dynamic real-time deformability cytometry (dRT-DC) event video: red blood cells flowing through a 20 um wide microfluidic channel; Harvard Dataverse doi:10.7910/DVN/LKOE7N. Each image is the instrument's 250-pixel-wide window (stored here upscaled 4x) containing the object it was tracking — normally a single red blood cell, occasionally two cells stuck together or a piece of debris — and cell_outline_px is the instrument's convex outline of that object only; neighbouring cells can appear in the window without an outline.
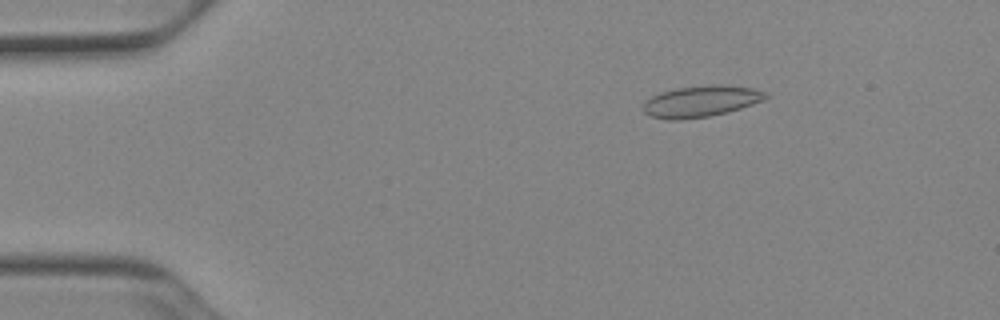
{"species": "Egyptian fruit bat (a non-hibernating species)", "species_latin": "Rousettus aegyptiacus", "temperature_condition": "cold", "stored_images_in_passage": 47, "camera_frame_rate_fps": 3000, "um_per_image_px": 0.085, "animal": {"sex": "female"}, "frame": {"image": 1, "passage_image": 4, "time_ms": 1.0, "image_size_px": [1000, 320], "cell_outline_px": [[768, 96], [764, 100], [728, 112], [708, 116], [680, 120], [668, 120], [652, 116], [644, 112], [644, 100], [660, 92], [676, 88], [712, 84], [728, 84], [756, 88], [768, 92]], "centroid_in_image_um": [59.62, 8.59], "position_along_channel_um": 25.4, "area_um2": 22.6}}
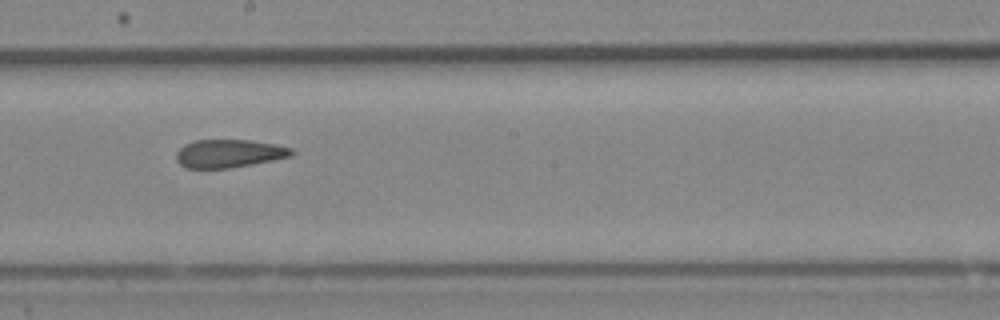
{"frame": {"image": 2, "passage_image": 25, "time_ms": 8.0, "image_size_px": [1000, 320], "cell_outline_px": [[296, 152], [292, 156], [252, 164], [228, 168], [184, 168], [176, 160], [176, 152], [184, 144], [196, 140], [248, 140], [276, 144], [292, 148]], "centroid_in_image_um": [19.47, 13.04], "position_along_channel_um": 228.7, "area_um2": 18.96}}
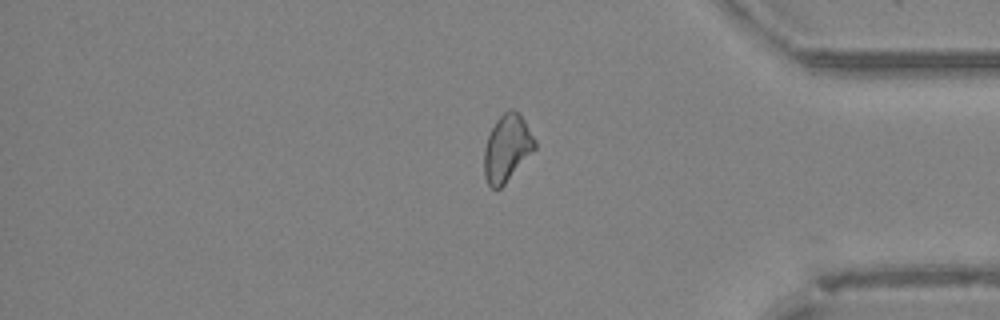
{"frame": {"image": 3, "passage_image": 39, "time_ms": 12.667, "image_size_px": [1000, 320], "cell_outline_px": [[536, 148], [504, 184], [500, 188], [492, 188], [488, 184], [484, 176], [484, 148], [488, 136], [496, 120], [508, 108], [512, 108], [520, 112], [536, 140]], "centroid_in_image_um": [43.1, 12.55], "position_along_channel_um": 392.1, "area_um2": 19.77}, "authors_computed_cell_mechanics": {"area_um2": 20.3456, "velocity_mm_per_s": 3.9239, "shape_relaxation_time_tau1_ms": null, "shape_relaxation_time_tau2_ms": 3.8084, "deformation_change_tau1": null, "deformation_change_tau2": 0.0848}}